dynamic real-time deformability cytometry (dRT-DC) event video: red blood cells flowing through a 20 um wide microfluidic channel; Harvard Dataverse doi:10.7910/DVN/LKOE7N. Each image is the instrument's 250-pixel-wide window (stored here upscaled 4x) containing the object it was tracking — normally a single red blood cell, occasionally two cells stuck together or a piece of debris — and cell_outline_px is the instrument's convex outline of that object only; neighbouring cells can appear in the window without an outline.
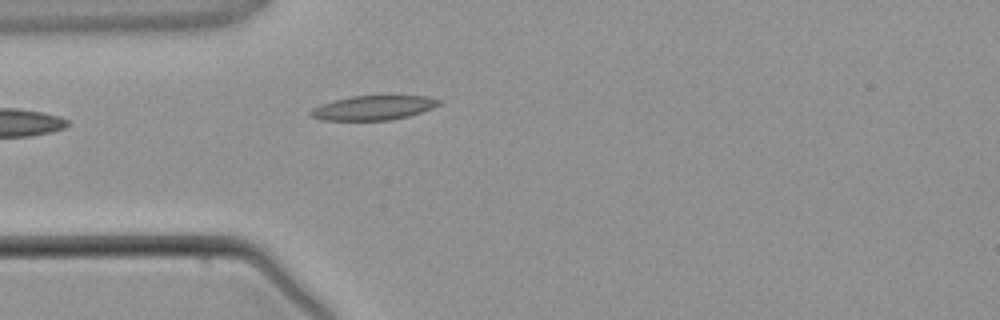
{"species": "common noctule bat (a hibernating species)", "species_latin": "Nyctalus noctula", "temperature_condition": "warm", "stored_images_in_passage": 3, "camera_frame_rate_fps": 3000, "um_per_image_px": 0.085, "animal": {"sex": "male", "body_mass_g": 21.5, "forearm_length_mm": 52.0}, "frame": {"image": 1, "passage_image": 3, "time_ms": 2.333, "image_size_px": [1000, 320], "cell_outline_px": [[440, 104], [432, 108], [408, 116], [388, 120], [324, 120], [312, 116], [308, 112], [312, 108], [336, 100], [352, 96], [428, 96], [440, 100]], "centroid_in_image_um": [31.75, 9.16], "position_along_channel_um": 53.3, "area_um2": 17.86}}